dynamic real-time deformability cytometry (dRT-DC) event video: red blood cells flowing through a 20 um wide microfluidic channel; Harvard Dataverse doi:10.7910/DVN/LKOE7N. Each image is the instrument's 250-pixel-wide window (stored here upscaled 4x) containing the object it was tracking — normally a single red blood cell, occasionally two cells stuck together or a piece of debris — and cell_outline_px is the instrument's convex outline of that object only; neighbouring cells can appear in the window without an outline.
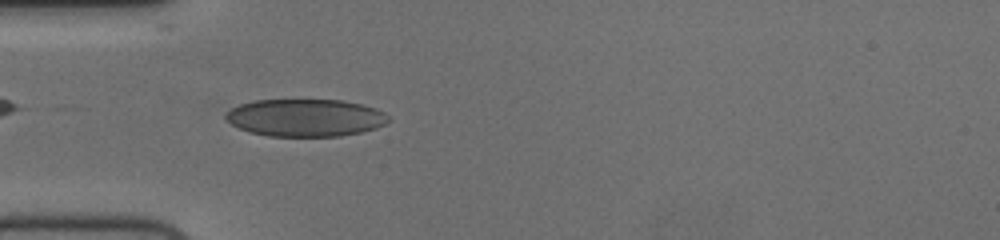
{"species": "human", "species_latin": "Homo sapiens", "temperature_condition": "cold", "stored_images_in_passage": 42, "camera_frame_rate_fps": 3000, "um_per_image_px": 0.085, "donor": {"sex": "female"}, "frame": {"image": 1, "passage_image": 4, "time_ms": 1.0, "image_size_px": [1000, 240], "cell_outline_px": [[388, 120], [384, 124], [360, 132], [340, 136], [268, 136], [248, 132], [232, 124], [224, 116], [232, 108], [240, 104], [256, 100], [344, 100], [376, 108], [384, 112], [388, 116]], "centroid_in_image_um": [25.94, 10.0], "position_along_channel_um": 59.1, "area_um2": 35.26}}
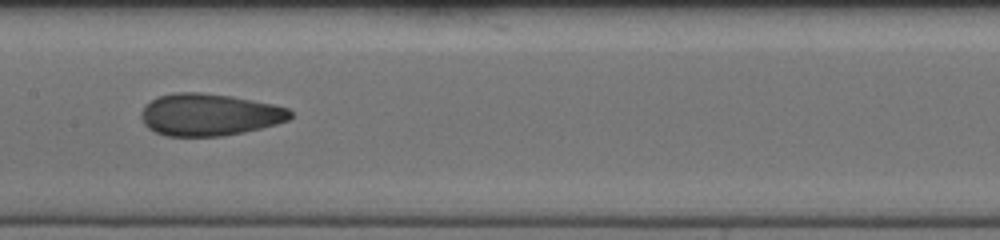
{"frame": {"image": 2, "passage_image": 15, "time_ms": 4.667, "image_size_px": [1000, 240], "cell_outline_px": [[292, 116], [288, 120], [276, 124], [244, 132], [224, 136], [168, 136], [156, 132], [148, 128], [144, 124], [140, 116], [140, 112], [152, 100], [160, 96], [172, 92], [200, 92], [232, 96], [272, 104], [288, 108], [292, 112]], "centroid_in_image_um": [17.79, 9.75], "position_along_channel_um": 189.6, "area_um2": 36.53}}
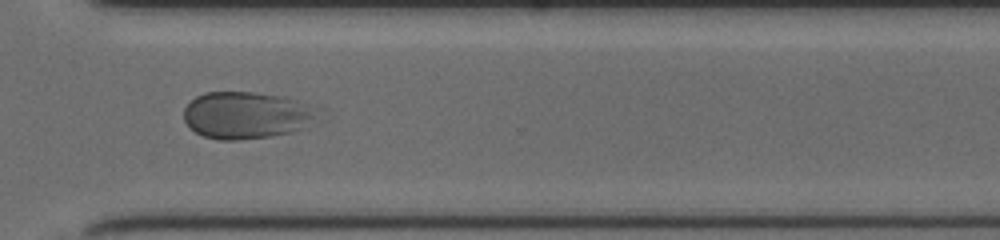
{"frame": {"image": 3, "passage_image": 28, "time_ms": 9.0, "image_size_px": [1000, 240], "cell_outline_px": [[328, 120], [292, 132], [272, 136], [240, 140], [220, 140], [204, 136], [196, 132], [184, 120], [184, 108], [196, 96], [204, 92], [256, 92], [280, 96], [296, 100], [324, 108]], "centroid_in_image_um": [21.17, 9.79], "position_along_channel_um": 349.4, "area_um2": 38.09}, "authors_computed_cell_mechanics": {"area_um2": 37.1943, "velocity_mm_per_s": 3.6818, "shape_relaxation_time_tau1_ms": 6.8571, "shape_relaxation_time_tau2_ms": 1.0264, "deformation_change_tau1": 0.1091, "deformation_change_tau2": 0.0518}}